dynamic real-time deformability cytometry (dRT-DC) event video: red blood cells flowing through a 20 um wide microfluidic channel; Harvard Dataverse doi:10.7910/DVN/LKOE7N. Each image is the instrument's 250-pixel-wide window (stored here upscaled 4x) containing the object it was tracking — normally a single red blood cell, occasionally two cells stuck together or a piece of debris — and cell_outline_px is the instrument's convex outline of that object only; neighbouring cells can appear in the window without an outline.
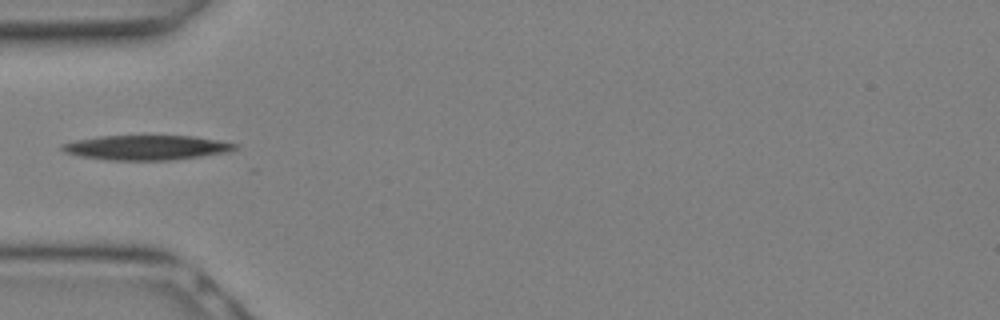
{"species": "Egyptian fruit bat (a non-hibernating species)", "species_latin": "Rousettus aegyptiacus", "temperature_condition": "warm", "stored_images_in_passage": 9, "camera_frame_rate_fps": 3000, "um_per_image_px": 0.085, "animal": {"sex": "female"}, "frame": {"image": 1, "passage_image": 8, "time_ms": 2.333, "image_size_px": [1000, 320], "cell_outline_px": [[240, 144], [236, 148], [228, 152], [172, 160], [108, 160], [80, 156], [64, 152], [60, 148], [60, 144], [76, 140], [100, 136], [192, 136], [220, 140]], "centroid_in_image_um": [12.45, 12.54], "position_along_channel_um": 72.6, "area_um2": 24.91}}